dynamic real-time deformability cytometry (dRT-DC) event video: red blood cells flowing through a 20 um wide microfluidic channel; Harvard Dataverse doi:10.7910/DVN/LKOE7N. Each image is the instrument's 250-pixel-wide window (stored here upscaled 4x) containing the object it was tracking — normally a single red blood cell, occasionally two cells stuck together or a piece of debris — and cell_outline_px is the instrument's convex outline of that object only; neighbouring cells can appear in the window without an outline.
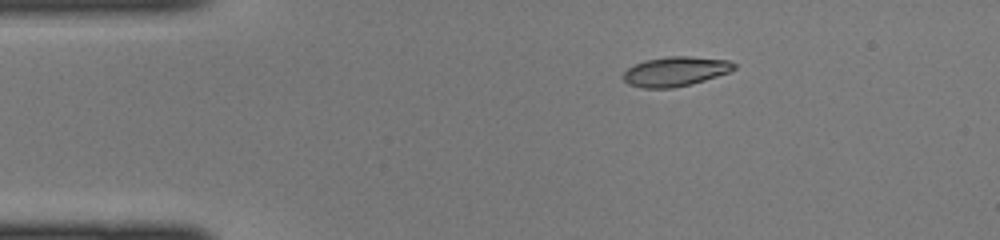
{"species": "common noctule bat (a hibernating species)", "species_latin": "Nyctalus noctula", "temperature_condition": "cold", "stored_images_in_passage": 38, "camera_frame_rate_fps": 3000, "um_per_image_px": 0.085, "animal": {"sex": "female", "body_mass_g": 22.0, "forearm_length_mm": 56.7}, "frame": {"image": 1, "passage_image": 1, "time_ms": 0.0, "image_size_px": [1000, 240], "cell_outline_px": [[736, 68], [728, 72], [692, 84], [672, 88], [640, 88], [628, 84], [620, 76], [628, 68], [644, 60], [668, 56], [688, 56], [728, 60], [736, 64]], "centroid_in_image_um": [57.37, 6.07], "position_along_channel_um": 27.6, "area_um2": 19.13}}
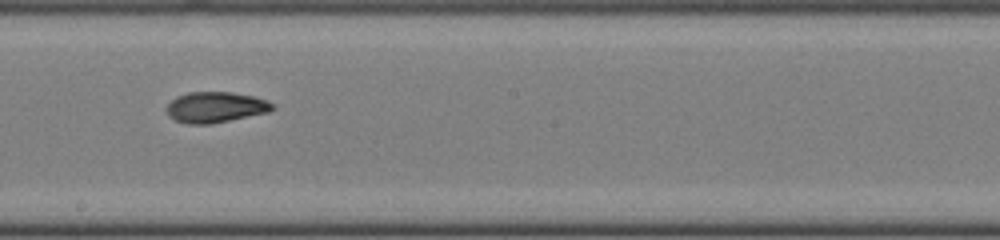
{"frame": {"image": 2, "passage_image": 18, "time_ms": 5.667, "image_size_px": [1000, 240], "cell_outline_px": [[276, 108], [268, 112], [212, 124], [188, 124], [176, 120], [168, 116], [168, 104], [176, 96], [188, 92], [232, 92], [252, 96], [268, 100], [276, 104]], "centroid_in_image_um": [18.36, 9.11], "position_along_channel_um": 229.8, "area_um2": 19.02}}
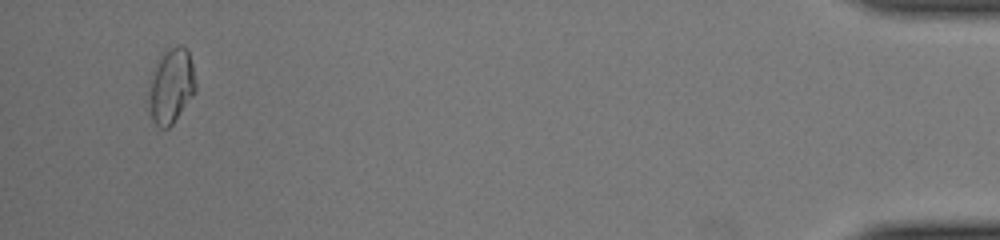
{"frame": {"image": 3, "passage_image": 36, "time_ms": 11.667, "image_size_px": [1000, 240], "cell_outline_px": [[196, 92], [172, 124], [168, 128], [160, 128], [152, 120], [148, 108], [148, 92], [152, 72], [160, 52], [176, 44], [184, 44], [188, 48], [192, 64], [196, 84]], "centroid_in_image_um": [14.53, 7.25], "position_along_channel_um": 420.7, "area_um2": 21.1}}